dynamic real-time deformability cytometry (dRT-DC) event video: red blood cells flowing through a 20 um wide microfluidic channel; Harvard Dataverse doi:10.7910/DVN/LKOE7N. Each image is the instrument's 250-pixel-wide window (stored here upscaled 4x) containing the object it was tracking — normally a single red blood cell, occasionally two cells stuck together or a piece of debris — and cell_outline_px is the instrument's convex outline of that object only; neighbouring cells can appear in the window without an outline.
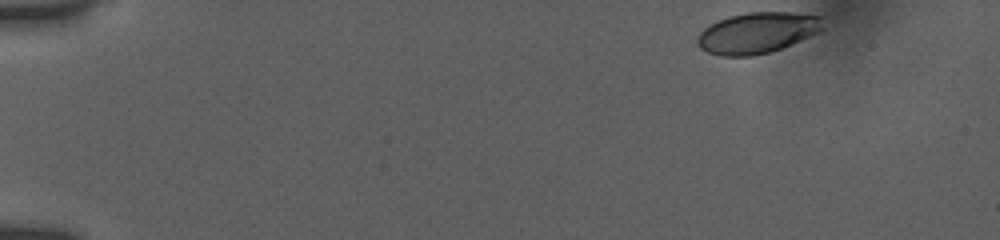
{"species": "human", "species_latin": "Homo sapiens", "temperature_condition": "room temperature", "stored_images_in_passage": 49, "camera_frame_rate_fps": 3000, "um_per_image_px": 0.085, "donor": {"sex": "female"}, "frame": {"image": 1, "passage_image": 1, "time_ms": 0.0, "image_size_px": [1000, 240], "cell_outline_px": [[824, 28], [820, 32], [780, 48], [768, 52], [752, 56], [720, 56], [708, 52], [700, 48], [696, 40], [700, 32], [704, 28], [728, 16], [748, 12], [792, 12], [820, 16]], "centroid_in_image_um": [64.36, 2.78], "position_along_channel_um": 20.6, "area_um2": 29.77}}
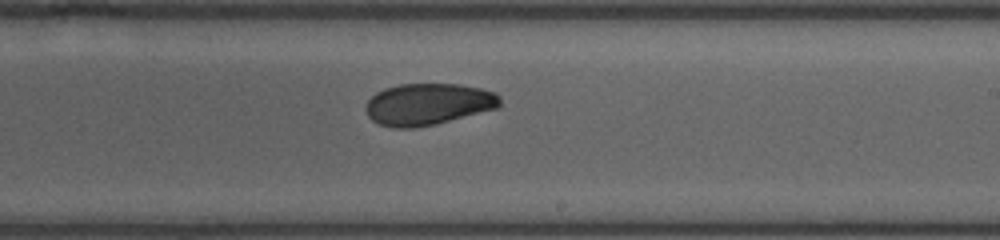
{"frame": {"image": 2, "passage_image": 29, "time_ms": 9.333, "image_size_px": [1000, 240], "cell_outline_px": [[500, 104], [496, 108], [436, 124], [412, 128], [392, 128], [380, 124], [372, 120], [368, 116], [364, 104], [376, 92], [384, 88], [400, 84], [460, 84], [480, 88], [496, 92], [500, 96]], "centroid_in_image_um": [36.36, 8.85], "position_along_channel_um": 252.6, "area_um2": 32.66}}
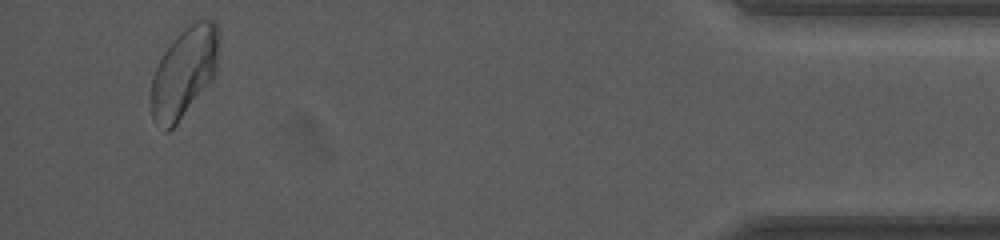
{"frame": {"image": 3, "passage_image": 47, "time_ms": 15.333, "image_size_px": [1000, 240], "cell_outline_px": [[220, 44], [216, 76], [176, 124], [168, 132], [164, 132], [152, 120], [148, 100], [148, 96], [152, 76], [164, 52], [180, 24], [192, 20], [216, 20], [220, 28]], "centroid_in_image_um": [15.64, 6.08], "position_along_channel_um": 419.6, "area_um2": 37.45}, "authors_computed_cell_mechanics": {"area_um2": 32.5992, "velocity_mm_per_s": 3.8253, "shape_relaxation_time_tau1_ms": 8.6329, "shape_relaxation_time_tau2_ms": 3.0929, "deformation_change_tau1": 0.1583, "deformation_change_tau2": 0.0662}}